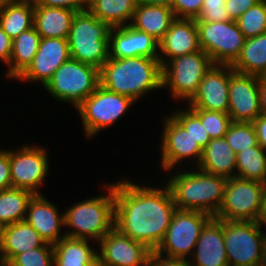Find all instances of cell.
I'll return each instance as SVG.
<instances>
[{
	"label": "cell",
	"instance_id": "52",
	"mask_svg": "<svg viewBox=\"0 0 266 266\" xmlns=\"http://www.w3.org/2000/svg\"><path fill=\"white\" fill-rule=\"evenodd\" d=\"M260 80H261L262 82H265V83H266V71H265L263 74H261V76H260Z\"/></svg>",
	"mask_w": 266,
	"mask_h": 266
},
{
	"label": "cell",
	"instance_id": "3",
	"mask_svg": "<svg viewBox=\"0 0 266 266\" xmlns=\"http://www.w3.org/2000/svg\"><path fill=\"white\" fill-rule=\"evenodd\" d=\"M197 169L171 176L166 185L177 209L200 211L215 217L223 202L228 178Z\"/></svg>",
	"mask_w": 266,
	"mask_h": 266
},
{
	"label": "cell",
	"instance_id": "25",
	"mask_svg": "<svg viewBox=\"0 0 266 266\" xmlns=\"http://www.w3.org/2000/svg\"><path fill=\"white\" fill-rule=\"evenodd\" d=\"M236 163L237 154L223 137L211 139L196 167L209 174L232 178L236 176Z\"/></svg>",
	"mask_w": 266,
	"mask_h": 266
},
{
	"label": "cell",
	"instance_id": "4",
	"mask_svg": "<svg viewBox=\"0 0 266 266\" xmlns=\"http://www.w3.org/2000/svg\"><path fill=\"white\" fill-rule=\"evenodd\" d=\"M107 185H104L108 189L107 195L81 201L63 212L64 226L73 227L70 232H64L66 236L79 239L92 238L99 242L114 228V183Z\"/></svg>",
	"mask_w": 266,
	"mask_h": 266
},
{
	"label": "cell",
	"instance_id": "41",
	"mask_svg": "<svg viewBox=\"0 0 266 266\" xmlns=\"http://www.w3.org/2000/svg\"><path fill=\"white\" fill-rule=\"evenodd\" d=\"M188 259L172 258L164 256L152 250L147 260V266H192Z\"/></svg>",
	"mask_w": 266,
	"mask_h": 266
},
{
	"label": "cell",
	"instance_id": "22",
	"mask_svg": "<svg viewBox=\"0 0 266 266\" xmlns=\"http://www.w3.org/2000/svg\"><path fill=\"white\" fill-rule=\"evenodd\" d=\"M57 207L47 201L43 195H34L28 204L25 221L31 225L45 241L55 244L65 234H60L61 226L64 227V213L59 214Z\"/></svg>",
	"mask_w": 266,
	"mask_h": 266
},
{
	"label": "cell",
	"instance_id": "40",
	"mask_svg": "<svg viewBox=\"0 0 266 266\" xmlns=\"http://www.w3.org/2000/svg\"><path fill=\"white\" fill-rule=\"evenodd\" d=\"M204 0H173L171 9L175 18L196 19Z\"/></svg>",
	"mask_w": 266,
	"mask_h": 266
},
{
	"label": "cell",
	"instance_id": "8",
	"mask_svg": "<svg viewBox=\"0 0 266 266\" xmlns=\"http://www.w3.org/2000/svg\"><path fill=\"white\" fill-rule=\"evenodd\" d=\"M210 57L199 50L169 60L162 66V88H170L172 97L190 101L197 93L199 85L212 67Z\"/></svg>",
	"mask_w": 266,
	"mask_h": 266
},
{
	"label": "cell",
	"instance_id": "36",
	"mask_svg": "<svg viewBox=\"0 0 266 266\" xmlns=\"http://www.w3.org/2000/svg\"><path fill=\"white\" fill-rule=\"evenodd\" d=\"M200 120L211 139L223 138L232 118L228 113L214 110L190 109Z\"/></svg>",
	"mask_w": 266,
	"mask_h": 266
},
{
	"label": "cell",
	"instance_id": "15",
	"mask_svg": "<svg viewBox=\"0 0 266 266\" xmlns=\"http://www.w3.org/2000/svg\"><path fill=\"white\" fill-rule=\"evenodd\" d=\"M98 266H147L151 250L113 228L100 241Z\"/></svg>",
	"mask_w": 266,
	"mask_h": 266
},
{
	"label": "cell",
	"instance_id": "35",
	"mask_svg": "<svg viewBox=\"0 0 266 266\" xmlns=\"http://www.w3.org/2000/svg\"><path fill=\"white\" fill-rule=\"evenodd\" d=\"M224 137L236 154L259 145L252 122H232Z\"/></svg>",
	"mask_w": 266,
	"mask_h": 266
},
{
	"label": "cell",
	"instance_id": "13",
	"mask_svg": "<svg viewBox=\"0 0 266 266\" xmlns=\"http://www.w3.org/2000/svg\"><path fill=\"white\" fill-rule=\"evenodd\" d=\"M46 148L36 146H22L21 149L10 151V174L13 188L40 194L38 188L45 181L49 164Z\"/></svg>",
	"mask_w": 266,
	"mask_h": 266
},
{
	"label": "cell",
	"instance_id": "51",
	"mask_svg": "<svg viewBox=\"0 0 266 266\" xmlns=\"http://www.w3.org/2000/svg\"><path fill=\"white\" fill-rule=\"evenodd\" d=\"M9 0H0V11L5 7Z\"/></svg>",
	"mask_w": 266,
	"mask_h": 266
},
{
	"label": "cell",
	"instance_id": "42",
	"mask_svg": "<svg viewBox=\"0 0 266 266\" xmlns=\"http://www.w3.org/2000/svg\"><path fill=\"white\" fill-rule=\"evenodd\" d=\"M34 5L70 8L76 11L88 9L89 0H33Z\"/></svg>",
	"mask_w": 266,
	"mask_h": 266
},
{
	"label": "cell",
	"instance_id": "43",
	"mask_svg": "<svg viewBox=\"0 0 266 266\" xmlns=\"http://www.w3.org/2000/svg\"><path fill=\"white\" fill-rule=\"evenodd\" d=\"M261 0H226L225 9L229 12L230 19L236 21L249 8Z\"/></svg>",
	"mask_w": 266,
	"mask_h": 266
},
{
	"label": "cell",
	"instance_id": "11",
	"mask_svg": "<svg viewBox=\"0 0 266 266\" xmlns=\"http://www.w3.org/2000/svg\"><path fill=\"white\" fill-rule=\"evenodd\" d=\"M135 103L125 95L111 92L101 85L76 109L82 118L85 134L94 137L96 133L117 122Z\"/></svg>",
	"mask_w": 266,
	"mask_h": 266
},
{
	"label": "cell",
	"instance_id": "20",
	"mask_svg": "<svg viewBox=\"0 0 266 266\" xmlns=\"http://www.w3.org/2000/svg\"><path fill=\"white\" fill-rule=\"evenodd\" d=\"M158 47L159 52H161L159 53V61L162 66L175 57L199 51L196 20L175 18L163 39L158 43ZM163 56L169 58L168 61Z\"/></svg>",
	"mask_w": 266,
	"mask_h": 266
},
{
	"label": "cell",
	"instance_id": "9",
	"mask_svg": "<svg viewBox=\"0 0 266 266\" xmlns=\"http://www.w3.org/2000/svg\"><path fill=\"white\" fill-rule=\"evenodd\" d=\"M259 221L223 220L229 266H261L264 239Z\"/></svg>",
	"mask_w": 266,
	"mask_h": 266
},
{
	"label": "cell",
	"instance_id": "12",
	"mask_svg": "<svg viewBox=\"0 0 266 266\" xmlns=\"http://www.w3.org/2000/svg\"><path fill=\"white\" fill-rule=\"evenodd\" d=\"M212 217L200 211L176 209L163 241L156 252L172 258L187 259L192 255L205 224Z\"/></svg>",
	"mask_w": 266,
	"mask_h": 266
},
{
	"label": "cell",
	"instance_id": "39",
	"mask_svg": "<svg viewBox=\"0 0 266 266\" xmlns=\"http://www.w3.org/2000/svg\"><path fill=\"white\" fill-rule=\"evenodd\" d=\"M226 0H204L196 22L232 21L229 12L225 9Z\"/></svg>",
	"mask_w": 266,
	"mask_h": 266
},
{
	"label": "cell",
	"instance_id": "28",
	"mask_svg": "<svg viewBox=\"0 0 266 266\" xmlns=\"http://www.w3.org/2000/svg\"><path fill=\"white\" fill-rule=\"evenodd\" d=\"M33 21V0H9L0 11V26L12 40L32 28Z\"/></svg>",
	"mask_w": 266,
	"mask_h": 266
},
{
	"label": "cell",
	"instance_id": "48",
	"mask_svg": "<svg viewBox=\"0 0 266 266\" xmlns=\"http://www.w3.org/2000/svg\"><path fill=\"white\" fill-rule=\"evenodd\" d=\"M139 4H146V5H165L171 7L173 0H137Z\"/></svg>",
	"mask_w": 266,
	"mask_h": 266
},
{
	"label": "cell",
	"instance_id": "19",
	"mask_svg": "<svg viewBox=\"0 0 266 266\" xmlns=\"http://www.w3.org/2000/svg\"><path fill=\"white\" fill-rule=\"evenodd\" d=\"M110 58L121 59L143 56L159 59L158 42L149 34L130 24L111 27L109 32Z\"/></svg>",
	"mask_w": 266,
	"mask_h": 266
},
{
	"label": "cell",
	"instance_id": "16",
	"mask_svg": "<svg viewBox=\"0 0 266 266\" xmlns=\"http://www.w3.org/2000/svg\"><path fill=\"white\" fill-rule=\"evenodd\" d=\"M71 58L67 39L41 38L34 59L16 78L21 81L41 82L44 87L54 72Z\"/></svg>",
	"mask_w": 266,
	"mask_h": 266
},
{
	"label": "cell",
	"instance_id": "38",
	"mask_svg": "<svg viewBox=\"0 0 266 266\" xmlns=\"http://www.w3.org/2000/svg\"><path fill=\"white\" fill-rule=\"evenodd\" d=\"M190 134L199 146L204 149L211 141L206 129L203 127L201 120L190 110L183 109L172 115Z\"/></svg>",
	"mask_w": 266,
	"mask_h": 266
},
{
	"label": "cell",
	"instance_id": "18",
	"mask_svg": "<svg viewBox=\"0 0 266 266\" xmlns=\"http://www.w3.org/2000/svg\"><path fill=\"white\" fill-rule=\"evenodd\" d=\"M230 65L213 64L204 75L197 93L189 101V109L228 113Z\"/></svg>",
	"mask_w": 266,
	"mask_h": 266
},
{
	"label": "cell",
	"instance_id": "30",
	"mask_svg": "<svg viewBox=\"0 0 266 266\" xmlns=\"http://www.w3.org/2000/svg\"><path fill=\"white\" fill-rule=\"evenodd\" d=\"M137 5V0H89L88 10L110 27H119L130 24Z\"/></svg>",
	"mask_w": 266,
	"mask_h": 266
},
{
	"label": "cell",
	"instance_id": "24",
	"mask_svg": "<svg viewBox=\"0 0 266 266\" xmlns=\"http://www.w3.org/2000/svg\"><path fill=\"white\" fill-rule=\"evenodd\" d=\"M76 10L34 5L33 26L41 38H68Z\"/></svg>",
	"mask_w": 266,
	"mask_h": 266
},
{
	"label": "cell",
	"instance_id": "34",
	"mask_svg": "<svg viewBox=\"0 0 266 266\" xmlns=\"http://www.w3.org/2000/svg\"><path fill=\"white\" fill-rule=\"evenodd\" d=\"M236 23L246 39L266 33V0L249 8Z\"/></svg>",
	"mask_w": 266,
	"mask_h": 266
},
{
	"label": "cell",
	"instance_id": "23",
	"mask_svg": "<svg viewBox=\"0 0 266 266\" xmlns=\"http://www.w3.org/2000/svg\"><path fill=\"white\" fill-rule=\"evenodd\" d=\"M45 241L26 221L0 228V266H6L16 255L41 247Z\"/></svg>",
	"mask_w": 266,
	"mask_h": 266
},
{
	"label": "cell",
	"instance_id": "14",
	"mask_svg": "<svg viewBox=\"0 0 266 266\" xmlns=\"http://www.w3.org/2000/svg\"><path fill=\"white\" fill-rule=\"evenodd\" d=\"M260 76L234 71L230 65L228 114L233 122H253L261 115Z\"/></svg>",
	"mask_w": 266,
	"mask_h": 266
},
{
	"label": "cell",
	"instance_id": "7",
	"mask_svg": "<svg viewBox=\"0 0 266 266\" xmlns=\"http://www.w3.org/2000/svg\"><path fill=\"white\" fill-rule=\"evenodd\" d=\"M266 184L240 177L228 178L221 207L215 218L230 221H259Z\"/></svg>",
	"mask_w": 266,
	"mask_h": 266
},
{
	"label": "cell",
	"instance_id": "32",
	"mask_svg": "<svg viewBox=\"0 0 266 266\" xmlns=\"http://www.w3.org/2000/svg\"><path fill=\"white\" fill-rule=\"evenodd\" d=\"M33 196L31 192L20 188L11 187L0 191V228L25 221L28 204Z\"/></svg>",
	"mask_w": 266,
	"mask_h": 266
},
{
	"label": "cell",
	"instance_id": "6",
	"mask_svg": "<svg viewBox=\"0 0 266 266\" xmlns=\"http://www.w3.org/2000/svg\"><path fill=\"white\" fill-rule=\"evenodd\" d=\"M100 85L99 69L70 58L64 62L44 88L56 100L77 108Z\"/></svg>",
	"mask_w": 266,
	"mask_h": 266
},
{
	"label": "cell",
	"instance_id": "21",
	"mask_svg": "<svg viewBox=\"0 0 266 266\" xmlns=\"http://www.w3.org/2000/svg\"><path fill=\"white\" fill-rule=\"evenodd\" d=\"M192 256V266H229L223 236V220L212 217L205 224Z\"/></svg>",
	"mask_w": 266,
	"mask_h": 266
},
{
	"label": "cell",
	"instance_id": "29",
	"mask_svg": "<svg viewBox=\"0 0 266 266\" xmlns=\"http://www.w3.org/2000/svg\"><path fill=\"white\" fill-rule=\"evenodd\" d=\"M41 36L34 26L13 39L12 53L5 76L16 79L32 62L38 50Z\"/></svg>",
	"mask_w": 266,
	"mask_h": 266
},
{
	"label": "cell",
	"instance_id": "33",
	"mask_svg": "<svg viewBox=\"0 0 266 266\" xmlns=\"http://www.w3.org/2000/svg\"><path fill=\"white\" fill-rule=\"evenodd\" d=\"M236 177L266 184V151L260 146L237 153Z\"/></svg>",
	"mask_w": 266,
	"mask_h": 266
},
{
	"label": "cell",
	"instance_id": "5",
	"mask_svg": "<svg viewBox=\"0 0 266 266\" xmlns=\"http://www.w3.org/2000/svg\"><path fill=\"white\" fill-rule=\"evenodd\" d=\"M110 29L88 9L77 11L67 38L71 58L100 69L110 57Z\"/></svg>",
	"mask_w": 266,
	"mask_h": 266
},
{
	"label": "cell",
	"instance_id": "10",
	"mask_svg": "<svg viewBox=\"0 0 266 266\" xmlns=\"http://www.w3.org/2000/svg\"><path fill=\"white\" fill-rule=\"evenodd\" d=\"M199 46L213 64L232 65L239 57L246 38L236 21L196 22Z\"/></svg>",
	"mask_w": 266,
	"mask_h": 266
},
{
	"label": "cell",
	"instance_id": "37",
	"mask_svg": "<svg viewBox=\"0 0 266 266\" xmlns=\"http://www.w3.org/2000/svg\"><path fill=\"white\" fill-rule=\"evenodd\" d=\"M53 245L43 246L16 255L6 266H53Z\"/></svg>",
	"mask_w": 266,
	"mask_h": 266
},
{
	"label": "cell",
	"instance_id": "2",
	"mask_svg": "<svg viewBox=\"0 0 266 266\" xmlns=\"http://www.w3.org/2000/svg\"><path fill=\"white\" fill-rule=\"evenodd\" d=\"M99 77L102 87L136 102L150 90L162 88V65L159 59L143 56L109 57L99 69Z\"/></svg>",
	"mask_w": 266,
	"mask_h": 266
},
{
	"label": "cell",
	"instance_id": "46",
	"mask_svg": "<svg viewBox=\"0 0 266 266\" xmlns=\"http://www.w3.org/2000/svg\"><path fill=\"white\" fill-rule=\"evenodd\" d=\"M259 145L266 151V115L258 116L252 122Z\"/></svg>",
	"mask_w": 266,
	"mask_h": 266
},
{
	"label": "cell",
	"instance_id": "17",
	"mask_svg": "<svg viewBox=\"0 0 266 266\" xmlns=\"http://www.w3.org/2000/svg\"><path fill=\"white\" fill-rule=\"evenodd\" d=\"M162 136V161L163 170H170L183 159L190 157L196 158V166H198L203 149L194 140L193 136L188 132L173 116L166 117L163 122Z\"/></svg>",
	"mask_w": 266,
	"mask_h": 266
},
{
	"label": "cell",
	"instance_id": "50",
	"mask_svg": "<svg viewBox=\"0 0 266 266\" xmlns=\"http://www.w3.org/2000/svg\"><path fill=\"white\" fill-rule=\"evenodd\" d=\"M261 266H266V232L264 234V239L262 242V260Z\"/></svg>",
	"mask_w": 266,
	"mask_h": 266
},
{
	"label": "cell",
	"instance_id": "26",
	"mask_svg": "<svg viewBox=\"0 0 266 266\" xmlns=\"http://www.w3.org/2000/svg\"><path fill=\"white\" fill-rule=\"evenodd\" d=\"M175 19L171 7L165 5H137L130 25L149 34L158 43L163 39Z\"/></svg>",
	"mask_w": 266,
	"mask_h": 266
},
{
	"label": "cell",
	"instance_id": "1",
	"mask_svg": "<svg viewBox=\"0 0 266 266\" xmlns=\"http://www.w3.org/2000/svg\"><path fill=\"white\" fill-rule=\"evenodd\" d=\"M114 227L156 250L177 209L169 187L151 188L123 180L114 184Z\"/></svg>",
	"mask_w": 266,
	"mask_h": 266
},
{
	"label": "cell",
	"instance_id": "27",
	"mask_svg": "<svg viewBox=\"0 0 266 266\" xmlns=\"http://www.w3.org/2000/svg\"><path fill=\"white\" fill-rule=\"evenodd\" d=\"M53 266H98V251L93 250L88 239L64 236L53 244Z\"/></svg>",
	"mask_w": 266,
	"mask_h": 266
},
{
	"label": "cell",
	"instance_id": "44",
	"mask_svg": "<svg viewBox=\"0 0 266 266\" xmlns=\"http://www.w3.org/2000/svg\"><path fill=\"white\" fill-rule=\"evenodd\" d=\"M11 187L10 151L0 150V191Z\"/></svg>",
	"mask_w": 266,
	"mask_h": 266
},
{
	"label": "cell",
	"instance_id": "31",
	"mask_svg": "<svg viewBox=\"0 0 266 266\" xmlns=\"http://www.w3.org/2000/svg\"><path fill=\"white\" fill-rule=\"evenodd\" d=\"M231 67L240 73L261 76L266 71V33L246 39Z\"/></svg>",
	"mask_w": 266,
	"mask_h": 266
},
{
	"label": "cell",
	"instance_id": "49",
	"mask_svg": "<svg viewBox=\"0 0 266 266\" xmlns=\"http://www.w3.org/2000/svg\"><path fill=\"white\" fill-rule=\"evenodd\" d=\"M259 224L260 226H266V195L264 197V203H263V210H262V214H261V217L259 219ZM265 231H266V228H265Z\"/></svg>",
	"mask_w": 266,
	"mask_h": 266
},
{
	"label": "cell",
	"instance_id": "47",
	"mask_svg": "<svg viewBox=\"0 0 266 266\" xmlns=\"http://www.w3.org/2000/svg\"><path fill=\"white\" fill-rule=\"evenodd\" d=\"M259 101L261 115H266V83L259 80Z\"/></svg>",
	"mask_w": 266,
	"mask_h": 266
},
{
	"label": "cell",
	"instance_id": "45",
	"mask_svg": "<svg viewBox=\"0 0 266 266\" xmlns=\"http://www.w3.org/2000/svg\"><path fill=\"white\" fill-rule=\"evenodd\" d=\"M13 40L3 31L0 26V59L5 65H9L12 53Z\"/></svg>",
	"mask_w": 266,
	"mask_h": 266
}]
</instances>
